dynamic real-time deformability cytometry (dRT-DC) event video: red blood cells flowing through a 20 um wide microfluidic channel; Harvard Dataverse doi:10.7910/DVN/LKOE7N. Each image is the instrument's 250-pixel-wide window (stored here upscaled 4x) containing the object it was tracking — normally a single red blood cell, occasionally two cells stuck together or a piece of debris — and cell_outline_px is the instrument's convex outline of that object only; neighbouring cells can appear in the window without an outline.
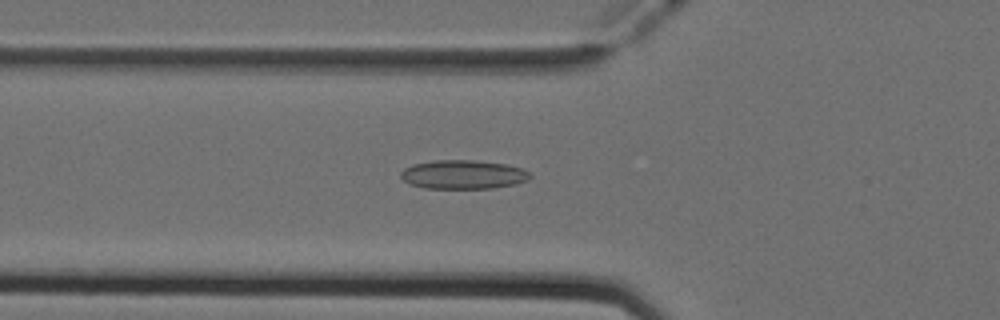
{"species": "Egyptian fruit bat (a non-hibernating species)", "species_latin": "Rousettus aegyptiacus", "temperature_condition": "cold", "stored_images_in_passage": 50, "segment_of_instrument_passage": [1, 2], "camera_frame_rate_fps": 3000, "um_per_image_px": 0.085, "animal": {"sex": "female"}, "frame": {"image": 1, "passage_image": 16, "time_ms": 5.0, "image_size_px": [1000, 320], "cell_outline_px": [[532, 176], [528, 180], [516, 184], [492, 188], [424, 188], [412, 184], [404, 180], [400, 176], [400, 172], [404, 168], [412, 164], [436, 160], [472, 160], [508, 164], [524, 168]], "centroid_in_image_um": [39.4, 14.83], "position_along_channel_um": 86.4, "area_um2": 21.85}}
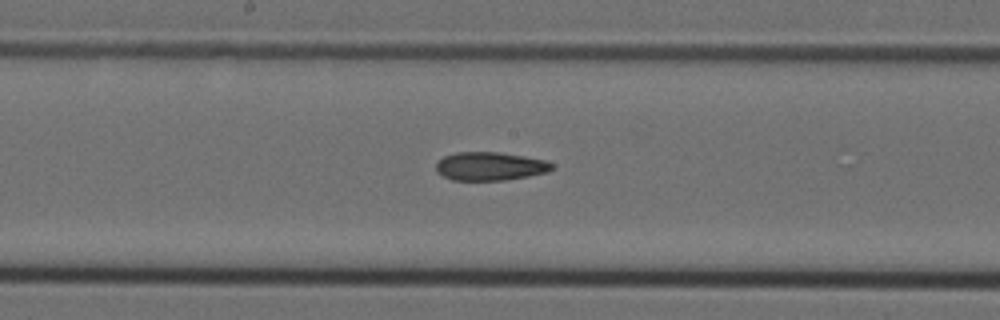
{"frame": {"image": 2, "passage_image": 25, "time_ms": 8.0, "image_size_px": [1000, 320], "cell_outline_px": [[552, 168], [548, 172], [528, 176], [504, 180], [452, 180], [436, 172], [436, 164], [444, 156], [456, 152], [500, 152], [524, 156], [544, 160], [552, 164]], "centroid_in_image_um": [41.63, 14.13], "position_along_channel_um": 206.6, "area_um2": 19.07}}
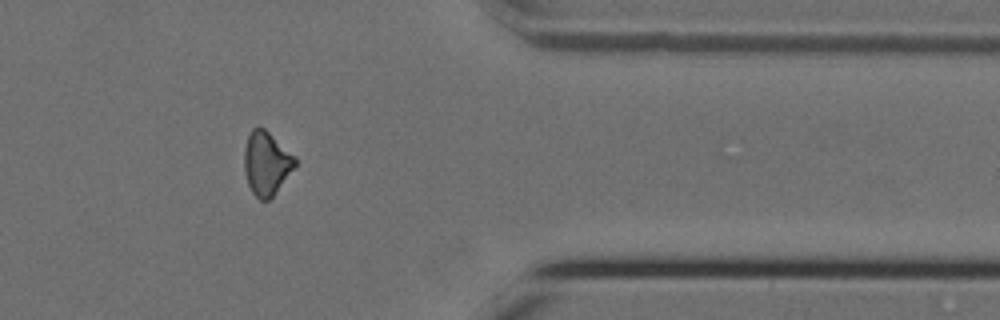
{"frame": {"image": 3, "passage_image": 40, "time_ms": 13.0, "image_size_px": [1000, 320], "cell_outline_px": [[296, 164], [272, 196], [268, 200], [260, 200], [252, 192], [248, 184], [244, 172], [244, 148], [248, 136], [252, 128], [264, 128], [296, 156]], "centroid_in_image_um": [22.62, 13.86], "position_along_channel_um": 388.8, "area_um2": 18.55}}